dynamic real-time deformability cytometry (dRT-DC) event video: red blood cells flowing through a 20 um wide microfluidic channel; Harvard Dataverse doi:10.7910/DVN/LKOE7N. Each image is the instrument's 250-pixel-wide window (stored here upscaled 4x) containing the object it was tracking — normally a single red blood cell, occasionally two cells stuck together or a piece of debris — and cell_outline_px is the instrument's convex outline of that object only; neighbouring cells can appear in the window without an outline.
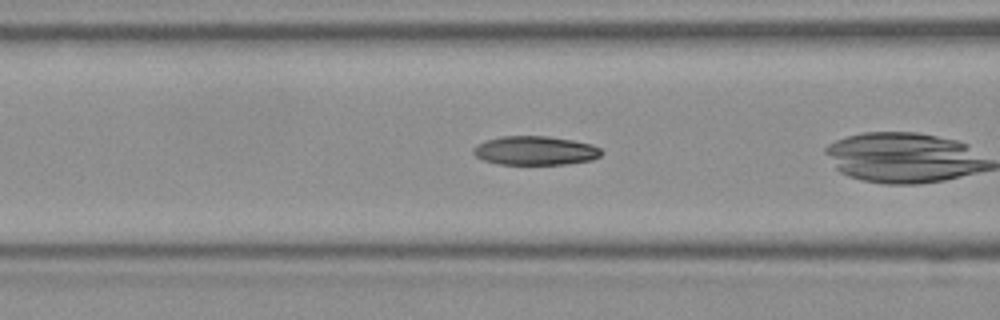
{"species": "Egyptian fruit bat (a non-hibernating species)", "species_latin": "Rousettus aegyptiacus", "temperature_condition": "room temperature", "stored_images_in_passage": 25, "camera_frame_rate_fps": 3000, "um_per_image_px": 0.085, "frame": {"image": 1, "passage_image": 18, "time_ms": 5.667, "image_size_px": [1000, 320], "cell_outline_px": [[604, 152], [600, 156], [592, 160], [564, 164], [500, 164], [484, 160], [476, 156], [472, 152], [472, 148], [476, 144], [500, 136], [548, 136], [572, 140], [592, 144], [600, 148]], "centroid_in_image_um": [45.5, 12.8], "position_along_channel_um": 121.1, "area_um2": 21.62}}